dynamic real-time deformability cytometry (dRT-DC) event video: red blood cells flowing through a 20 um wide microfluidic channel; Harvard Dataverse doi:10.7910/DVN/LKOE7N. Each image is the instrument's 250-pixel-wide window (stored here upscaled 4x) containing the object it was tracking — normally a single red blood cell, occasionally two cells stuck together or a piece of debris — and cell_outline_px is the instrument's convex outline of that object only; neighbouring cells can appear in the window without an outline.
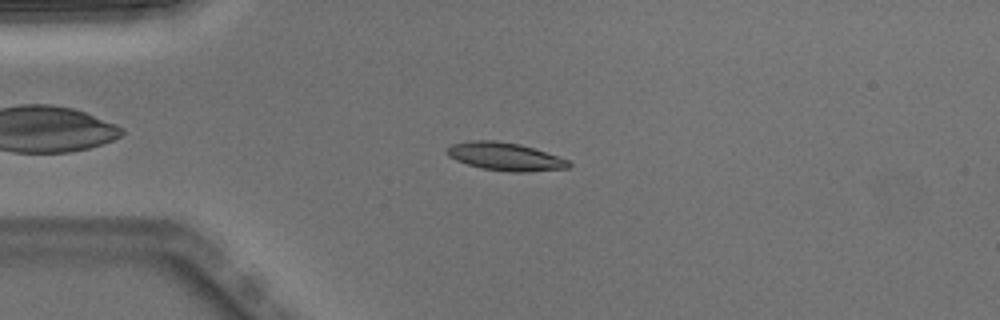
{"species": "Egyptian fruit bat (a non-hibernating species)", "species_latin": "Rousettus aegyptiacus", "temperature_condition": "warm", "stored_images_in_passage": 4, "camera_frame_rate_fps": 3000, "um_per_image_px": 0.085, "animal": {"sex": "male"}, "frame": {"image": 1, "passage_image": 3, "time_ms": 0.667, "image_size_px": [1000, 320], "cell_outline_px": [[572, 164], [568, 168], [524, 172], [512, 172], [480, 168], [456, 160], [448, 156], [444, 152], [452, 144], [472, 140], [496, 140], [520, 144], [568, 160]], "centroid_in_image_um": [42.89, 13.3], "position_along_channel_um": 42.1, "area_um2": 19.71}}